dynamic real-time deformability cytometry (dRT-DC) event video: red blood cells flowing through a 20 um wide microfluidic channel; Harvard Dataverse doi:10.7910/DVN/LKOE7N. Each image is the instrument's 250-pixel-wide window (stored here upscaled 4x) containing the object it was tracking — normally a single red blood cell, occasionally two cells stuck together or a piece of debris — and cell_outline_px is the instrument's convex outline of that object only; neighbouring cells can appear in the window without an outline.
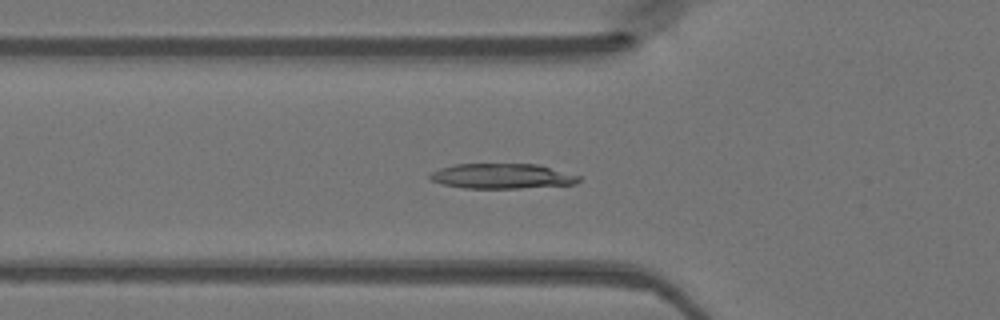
{"species": "Egyptian fruit bat (a non-hibernating species)", "species_latin": "Rousettus aegyptiacus", "temperature_condition": "warm", "stored_images_in_passage": 41, "camera_frame_rate_fps": 3000, "um_per_image_px": 0.085, "animal": {"sex": "female"}, "frame": {"image": 1, "passage_image": 14, "time_ms": 4.333, "image_size_px": [1000, 320], "cell_outline_px": [[580, 180], [576, 184], [520, 188], [464, 188], [444, 184], [432, 180], [428, 176], [432, 172], [440, 168], [452, 164], [536, 164], [580, 176]], "centroid_in_image_um": [42.66, 14.97], "position_along_channel_um": 83.1, "area_um2": 21.56}}
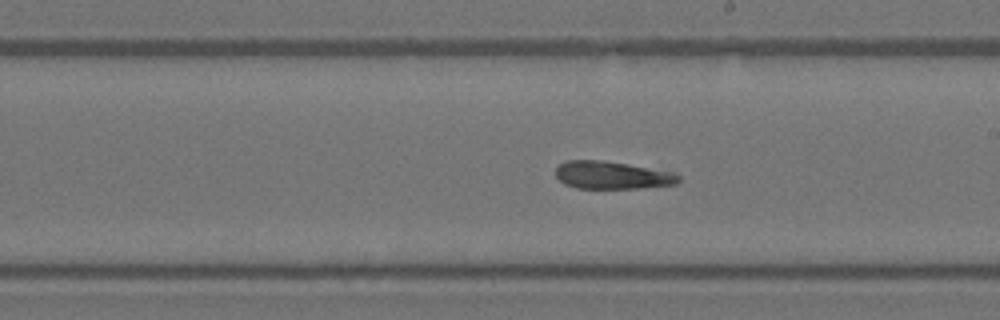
{"frame": {"image": 2, "passage_image": 25, "time_ms": 8.0, "image_size_px": [1000, 320], "cell_outline_px": [[680, 180], [676, 184], [640, 188], [576, 188], [564, 184], [556, 176], [556, 168], [560, 164], [568, 160], [600, 160], [628, 164], [676, 172], [680, 176]], "centroid_in_image_um": [52.05, 14.89], "position_along_channel_um": 236.9, "area_um2": 19.88}}
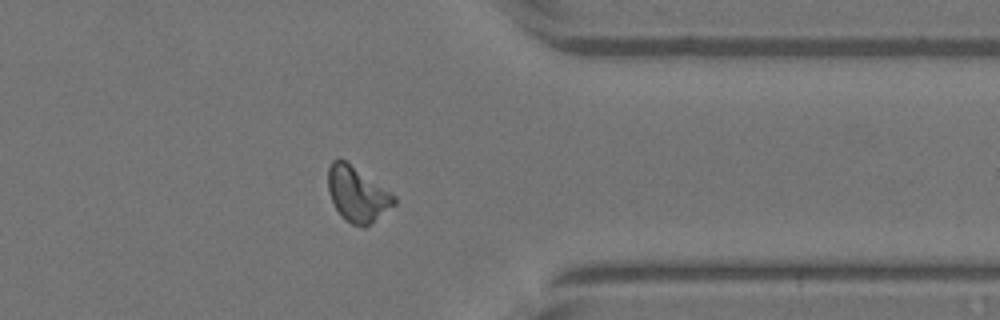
{"frame": {"image": 3, "passage_image": 36, "time_ms": 11.667, "image_size_px": [1000, 320], "cell_outline_px": [[396, 204], [364, 228], [352, 224], [344, 220], [340, 216], [328, 192], [328, 168], [332, 160], [344, 160], [392, 192], [396, 196]], "centroid_in_image_um": [30.38, 16.53], "position_along_channel_um": 381.0, "area_um2": 21.1}}